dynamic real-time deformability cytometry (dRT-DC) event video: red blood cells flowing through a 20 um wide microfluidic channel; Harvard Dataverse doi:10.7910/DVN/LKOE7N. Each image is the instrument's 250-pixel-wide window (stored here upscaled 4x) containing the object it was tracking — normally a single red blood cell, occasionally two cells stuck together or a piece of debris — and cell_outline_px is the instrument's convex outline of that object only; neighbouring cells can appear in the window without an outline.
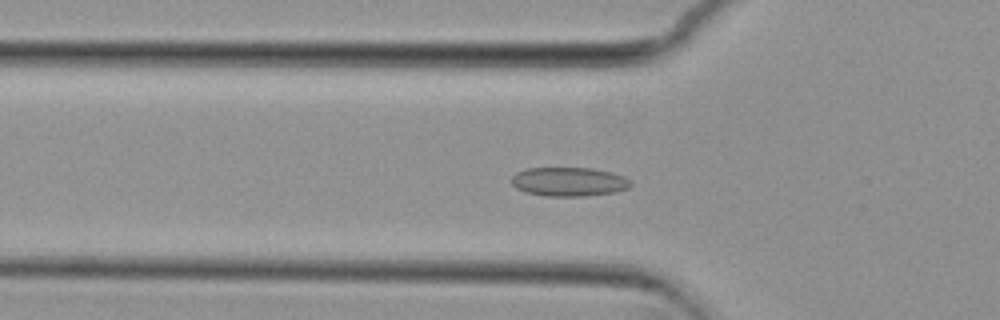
{"species": "common noctule bat (a hibernating species)", "species_latin": "Nyctalus noctula", "temperature_condition": "cold", "stored_images_in_passage": 55, "camera_frame_rate_fps": 3000, "um_per_image_px": 0.085, "animal": {"sex": "female", "body_mass_g": 29.2, "forearm_length_mm": 56.3}, "frame": {"image": 1, "passage_image": 18, "time_ms": 5.667, "image_size_px": [1000, 320], "cell_outline_px": [[632, 184], [628, 188], [616, 192], [584, 196], [548, 196], [528, 192], [516, 188], [512, 184], [512, 176], [516, 172], [528, 168], [592, 168], [624, 176]], "centroid_in_image_um": [48.35, 15.44], "position_along_channel_um": 77.4, "area_um2": 19.94}}
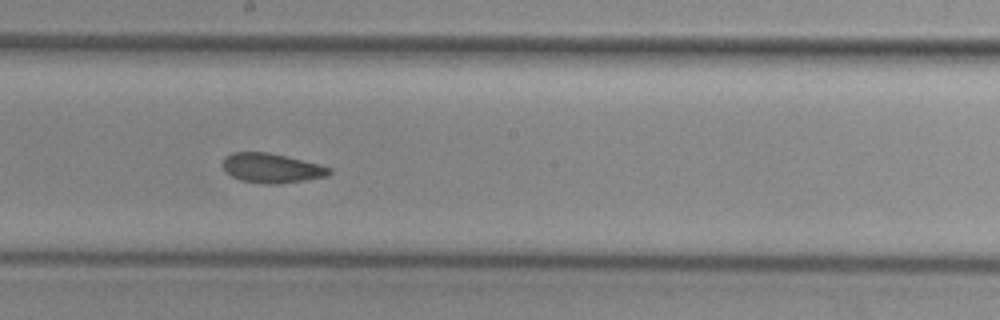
{"frame": {"image": 2, "passage_image": 30, "time_ms": 9.667, "image_size_px": [1000, 320], "cell_outline_px": [[332, 172], [328, 176], [304, 180], [276, 184], [264, 184], [240, 180], [224, 172], [224, 156], [232, 152], [268, 152], [320, 164], [332, 168]], "centroid_in_image_um": [23.09, 14.29], "position_along_channel_um": 225.1, "area_um2": 18.38}}
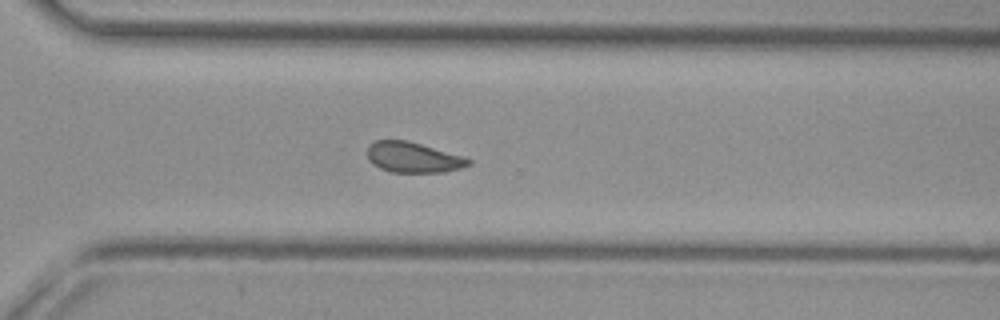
{"frame": {"image": 3, "passage_image": 39, "time_ms": 12.667, "image_size_px": [1000, 320], "cell_outline_px": [[472, 164], [460, 168], [444, 172], [392, 172], [380, 168], [372, 164], [368, 160], [368, 144], [376, 140], [404, 140], [420, 144], [464, 156], [472, 160]], "centroid_in_image_um": [35.12, 13.38], "position_along_channel_um": 335.5, "area_um2": 17.92}, "authors_computed_cell_mechanics": {"area_um2": 18.7272, "velocity_mm_per_s": 3.6875, "shape_relaxation_time_tau1_ms": null, "shape_relaxation_time_tau2_ms": 1.8444, "deformation_change_tau1": null, "deformation_change_tau2": 0.0753}}